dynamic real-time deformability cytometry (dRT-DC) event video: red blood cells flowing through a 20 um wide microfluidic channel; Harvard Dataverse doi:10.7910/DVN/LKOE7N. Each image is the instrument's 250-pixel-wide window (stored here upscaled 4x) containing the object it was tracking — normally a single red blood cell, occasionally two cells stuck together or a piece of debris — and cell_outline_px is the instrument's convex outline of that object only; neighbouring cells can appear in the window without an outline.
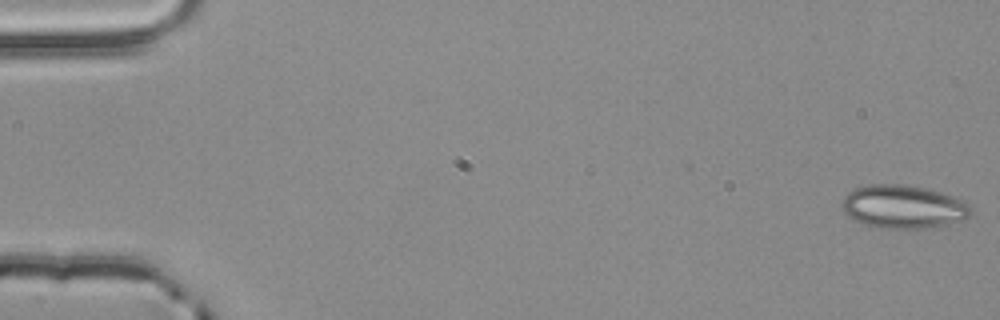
{"species": "common noctule bat (a hibernating species)", "species_latin": "Nyctalus noctula", "temperature_condition": "room temperature", "stored_images_in_passage": 12, "camera_frame_rate_fps": 3000, "um_per_image_px": 0.085, "animal": {"sex": "male", "body_mass_g": 20.4}, "frame": {"image": 1, "passage_image": 1, "time_ms": 0.0, "image_size_px": [1000, 320], "cell_outline_px": [[972, 212], [968, 216], [960, 220], [948, 224], [920, 228], [884, 228], [868, 224], [856, 220], [848, 216], [844, 212], [844, 196], [852, 188], [868, 184], [904, 184], [924, 188], [940, 192], [952, 196], [968, 204], [972, 208]], "centroid_in_image_um": [76.77, 17.55], "position_along_channel_um": 8.2, "area_um2": 32.02}}